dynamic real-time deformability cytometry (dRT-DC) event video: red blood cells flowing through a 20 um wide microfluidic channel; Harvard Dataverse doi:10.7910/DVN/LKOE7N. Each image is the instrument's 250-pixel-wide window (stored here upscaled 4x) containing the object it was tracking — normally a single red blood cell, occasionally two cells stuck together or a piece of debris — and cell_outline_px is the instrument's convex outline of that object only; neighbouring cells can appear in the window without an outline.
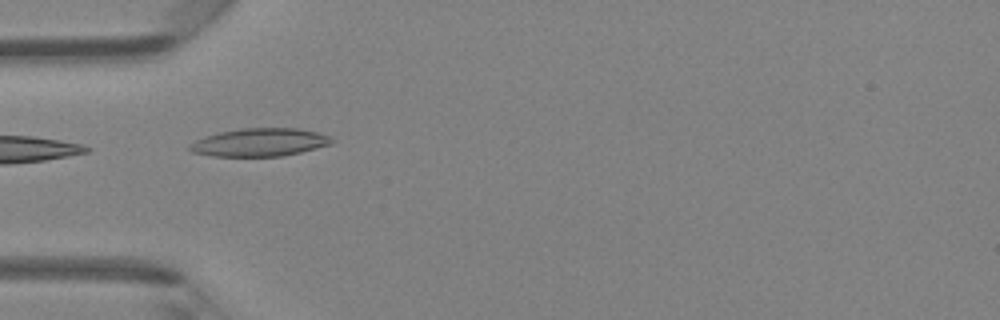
{"species": "Egyptian fruit bat (a non-hibernating species)", "species_latin": "Rousettus aegyptiacus", "temperature_condition": "room temperature", "stored_images_in_passage": 4, "camera_frame_rate_fps": 3000, "um_per_image_px": 0.085, "animal": {"sex": "female"}, "frame": {"image": 1, "passage_image": 1, "time_ms": 0.0, "image_size_px": [1000, 320], "cell_outline_px": [[336, 140], [332, 144], [284, 156], [212, 156], [192, 152], [188, 148], [196, 140], [204, 136], [220, 132], [240, 128], [300, 128], [316, 132], [328, 136]], "centroid_in_image_um": [22.1, 12.09], "position_along_channel_um": 62.9, "area_um2": 23.18}}